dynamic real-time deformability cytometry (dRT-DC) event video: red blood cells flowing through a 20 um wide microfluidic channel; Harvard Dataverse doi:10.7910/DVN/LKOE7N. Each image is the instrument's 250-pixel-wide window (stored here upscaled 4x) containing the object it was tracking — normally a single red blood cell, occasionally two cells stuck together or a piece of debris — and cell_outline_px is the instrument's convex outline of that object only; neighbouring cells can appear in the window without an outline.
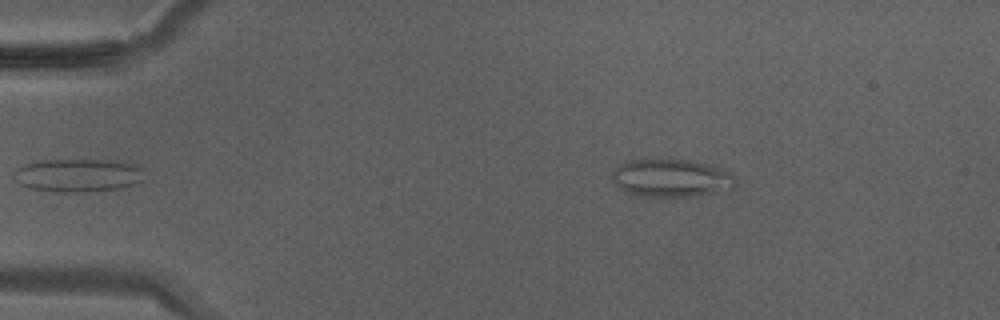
{"species": "Egyptian fruit bat (a non-hibernating species)", "species_latin": "Rousettus aegyptiacus", "temperature_condition": "warm", "stored_images_in_passage": 32, "camera_frame_rate_fps": 3000, "um_per_image_px": 0.085, "animal": {"sex": "male"}, "frame": {"image": 1, "passage_image": 3, "time_ms": 0.667, "image_size_px": [1000, 320], "cell_outline_px": [[736, 184], [732, 192], [696, 196], [644, 196], [624, 192], [616, 188], [612, 180], [612, 172], [620, 164], [628, 160], [688, 160], [720, 168], [732, 172], [736, 176]], "centroid_in_image_um": [57.12, 15.17], "position_along_channel_um": 27.9, "area_um2": 27.74}}
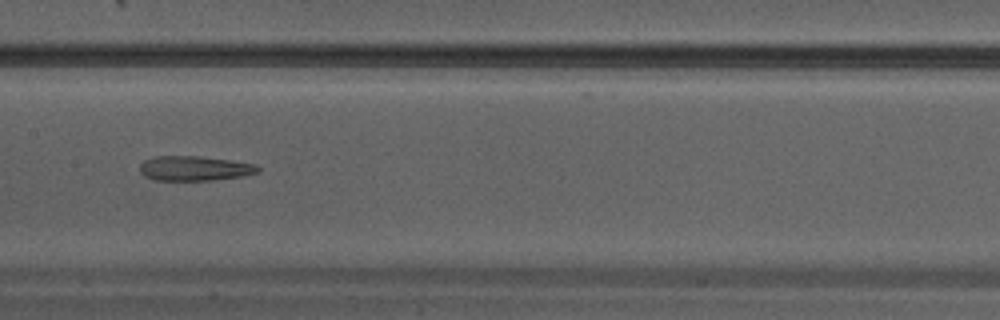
{"frame": {"image": 2, "passage_image": 15, "time_ms": 4.667, "image_size_px": [1000, 320], "cell_outline_px": [[260, 172], [244, 176], [212, 180], [156, 180], [144, 176], [140, 172], [140, 164], [144, 160], [156, 156], [200, 156], [256, 164], [260, 168]], "centroid_in_image_um": [16.55, 14.31], "position_along_channel_um": 190.9, "area_um2": 17.05}}
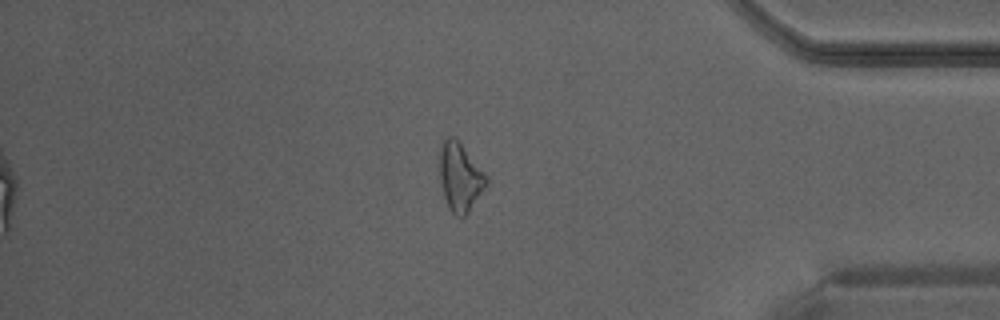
{"frame": {"image": 3, "passage_image": 27, "time_ms": 8.667, "image_size_px": [1000, 320], "cell_outline_px": [[488, 184], [468, 212], [464, 216], [456, 216], [448, 208], [440, 184], [436, 164], [440, 144], [448, 136], [456, 136], [484, 172], [488, 180]], "centroid_in_image_um": [39.04, 14.99], "position_along_channel_um": 396.2, "area_um2": 19.25}}